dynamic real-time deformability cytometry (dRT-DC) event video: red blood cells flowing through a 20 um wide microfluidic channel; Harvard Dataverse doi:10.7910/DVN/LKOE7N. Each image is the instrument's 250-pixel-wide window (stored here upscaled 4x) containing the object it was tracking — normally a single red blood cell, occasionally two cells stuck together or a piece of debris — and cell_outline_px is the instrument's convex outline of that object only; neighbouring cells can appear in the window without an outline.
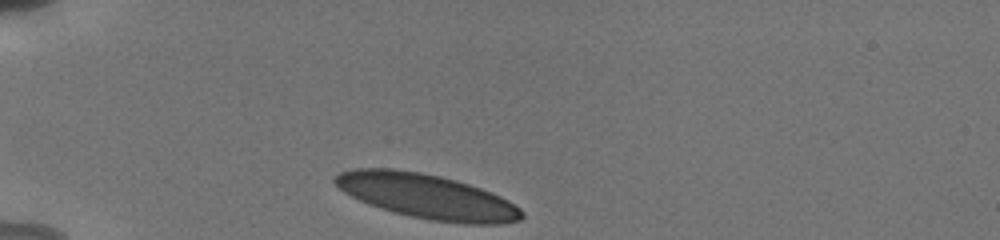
{"species": "human", "species_latin": "Homo sapiens", "temperature_condition": "cold", "stored_images_in_passage": 17, "camera_frame_rate_fps": 3000, "um_per_image_px": 0.085, "donor": {"sex": "male"}, "frame": {"image": 1, "passage_image": 1, "time_ms": 0.0, "image_size_px": [1000, 240], "cell_outline_px": [[524, 216], [520, 220], [500, 224], [464, 224], [432, 220], [412, 216], [380, 208], [368, 204], [344, 192], [332, 180], [340, 172], [352, 168], [392, 168], [420, 172], [440, 176], [456, 180], [492, 192], [508, 200], [520, 208], [524, 212]], "centroid_in_image_um": [36.31, 16.69], "position_along_channel_um": 48.7, "area_um2": 48.44}}
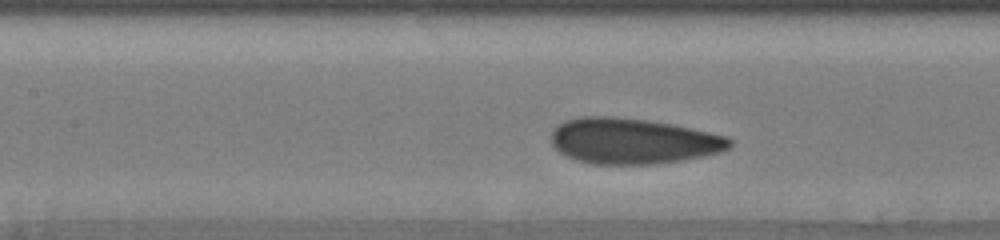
{"frame": {"image": 2, "passage_image": 13, "time_ms": 3.667, "image_size_px": [1000, 240], "cell_outline_px": [[732, 144], [728, 148], [720, 152], [704, 156], [656, 164], [592, 164], [576, 160], [560, 152], [552, 144], [552, 128], [564, 120], [580, 116], [612, 116], [648, 120], [672, 124], [728, 136], [732, 140]], "centroid_in_image_um": [53.78, 11.98], "position_along_channel_um": 153.6, "area_um2": 47.69}}
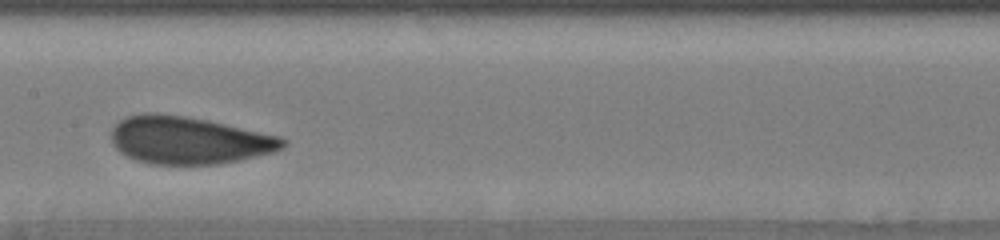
{"frame": {"image": 3, "passage_image": 15, "time_ms": 4.667, "image_size_px": [1000, 240], "cell_outline_px": [[288, 144], [284, 148], [272, 152], [256, 156], [220, 164], [152, 164], [136, 160], [120, 152], [112, 144], [112, 128], [120, 120], [128, 116], [144, 112], [156, 112], [184, 116], [208, 120], [280, 136], [288, 140]], "centroid_in_image_um": [16.05, 11.91], "position_along_channel_um": 191.3, "area_um2": 47.57}}